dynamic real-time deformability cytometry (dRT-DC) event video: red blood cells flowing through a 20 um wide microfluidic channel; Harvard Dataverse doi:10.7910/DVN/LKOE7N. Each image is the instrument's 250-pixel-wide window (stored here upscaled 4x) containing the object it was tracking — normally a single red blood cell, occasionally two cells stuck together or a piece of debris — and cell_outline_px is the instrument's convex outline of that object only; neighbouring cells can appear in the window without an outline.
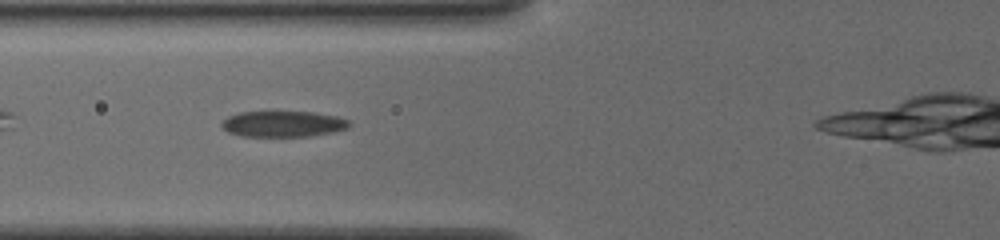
{"species": "common noctule bat (a hibernating species)", "species_latin": "Nyctalus noctula", "temperature_condition": "cold", "stored_images_in_passage": 27, "camera_frame_rate_fps": 3000, "um_per_image_px": 0.085, "animal": {"sex": "female", "body_mass_g": 19.5, "forearm_length_mm": 54.1}, "frame": {"image": 1, "passage_image": 7, "time_ms": 2.0, "image_size_px": [1000, 240], "cell_outline_px": [[352, 124], [348, 128], [332, 132], [308, 136], [240, 136], [228, 132], [220, 124], [228, 116], [240, 112], [268, 108], [272, 108], [312, 112], [336, 116], [348, 120]], "centroid_in_image_um": [24.02, 10.47], "position_along_channel_um": 101.8, "area_um2": 20.23}}
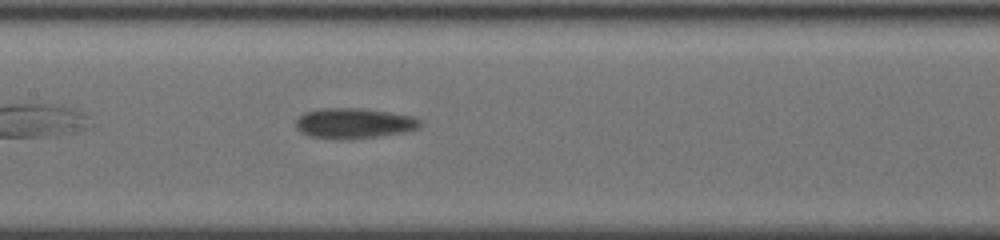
{"frame": {"image": 2, "passage_image": 13, "time_ms": 4.0, "image_size_px": [1000, 240], "cell_outline_px": [[420, 128], [408, 132], [352, 140], [336, 140], [308, 136], [300, 132], [296, 128], [296, 120], [304, 112], [320, 108], [364, 108], [412, 116], [420, 120]], "centroid_in_image_um": [30.07, 10.5], "position_along_channel_um": 177.3, "area_um2": 22.48}}
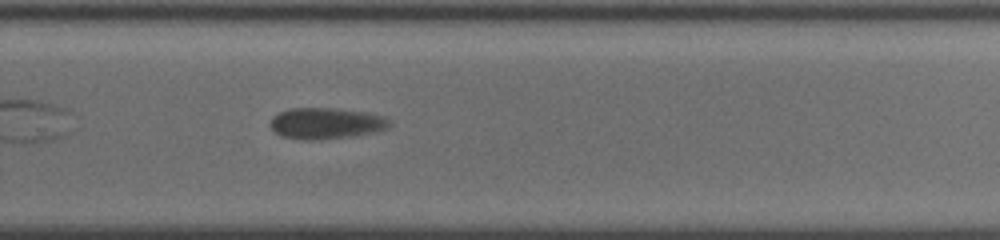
{"frame": {"image": 3, "passage_image": 23, "time_ms": 7.333, "image_size_px": [1000, 240], "cell_outline_px": [[392, 124], [388, 128], [372, 132], [352, 136], [308, 140], [280, 136], [268, 124], [272, 116], [288, 108], [336, 108], [364, 112], [384, 116]], "centroid_in_image_um": [27.68, 10.47], "position_along_channel_um": 302.1, "area_um2": 21.56}}